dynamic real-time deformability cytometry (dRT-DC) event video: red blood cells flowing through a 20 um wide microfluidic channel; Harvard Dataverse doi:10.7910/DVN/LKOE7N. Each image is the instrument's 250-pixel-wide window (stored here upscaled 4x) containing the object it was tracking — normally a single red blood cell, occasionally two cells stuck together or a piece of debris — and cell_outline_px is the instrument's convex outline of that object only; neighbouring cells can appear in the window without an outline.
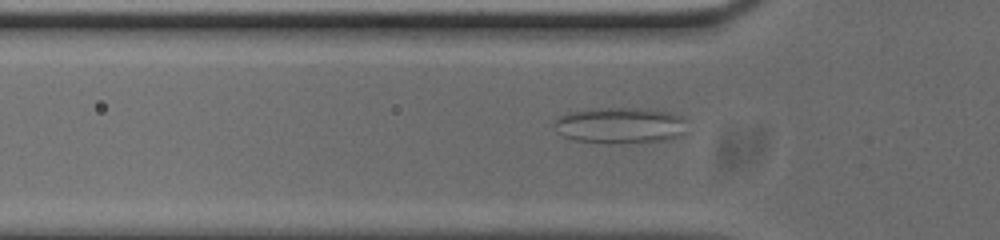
{"species": "common noctule bat (a hibernating species)", "species_latin": "Nyctalus noctula", "temperature_condition": "cold", "stored_images_in_passage": 48, "camera_frame_rate_fps": 3000, "um_per_image_px": 0.085, "animal": {"sex": "male", "body_mass_g": 20.0, "forearm_length_mm": 53.3}, "frame": {"image": 1, "passage_image": 15, "time_ms": 4.667, "image_size_px": [1000, 240], "cell_outline_px": [[684, 132], [680, 136], [660, 140], [620, 144], [576, 140], [564, 136], [560, 132], [556, 124], [556, 116], [568, 112], [600, 108], [644, 108], [668, 112], [680, 116], [684, 120]], "centroid_in_image_um": [52.71, 10.65], "position_along_channel_um": 73.1, "area_um2": 27.51}}
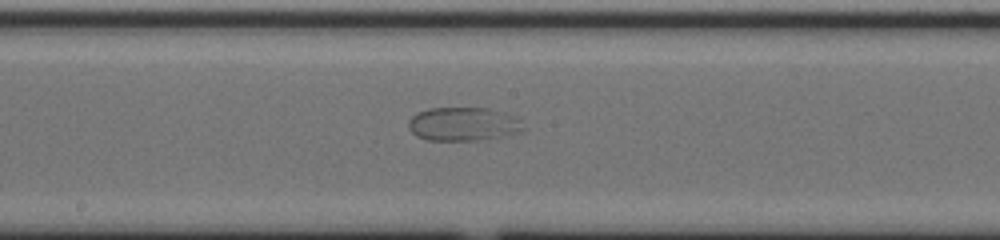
{"frame": {"image": 2, "passage_image": 26, "time_ms": 8.333, "image_size_px": [1000, 240], "cell_outline_px": [[524, 128], [520, 132], [504, 136], [480, 140], [428, 140], [416, 136], [408, 128], [408, 120], [416, 112], [428, 108], [488, 108], [508, 116], [516, 120]], "centroid_in_image_um": [39.26, 10.56], "position_along_channel_um": 208.9, "area_um2": 22.14}}
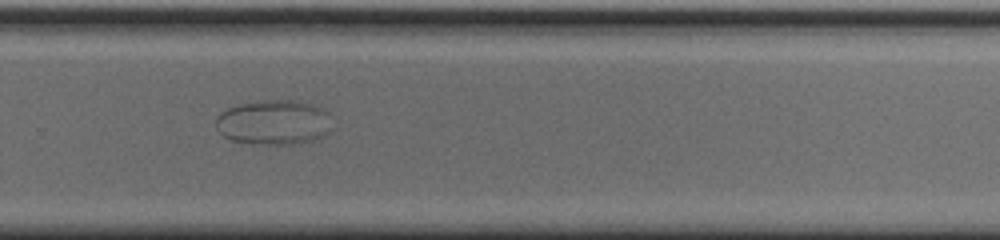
{"frame": {"image": 3, "passage_image": 34, "time_ms": 11.0, "image_size_px": [1000, 240], "cell_outline_px": [[328, 132], [324, 136], [300, 144], [252, 144], [232, 140], [224, 136], [216, 128], [216, 116], [220, 112], [228, 108], [240, 104], [260, 100], [292, 100], [312, 104], [324, 108], [328, 112]], "centroid_in_image_um": [23.24, 10.4], "position_along_channel_um": 306.6, "area_um2": 30.4}}